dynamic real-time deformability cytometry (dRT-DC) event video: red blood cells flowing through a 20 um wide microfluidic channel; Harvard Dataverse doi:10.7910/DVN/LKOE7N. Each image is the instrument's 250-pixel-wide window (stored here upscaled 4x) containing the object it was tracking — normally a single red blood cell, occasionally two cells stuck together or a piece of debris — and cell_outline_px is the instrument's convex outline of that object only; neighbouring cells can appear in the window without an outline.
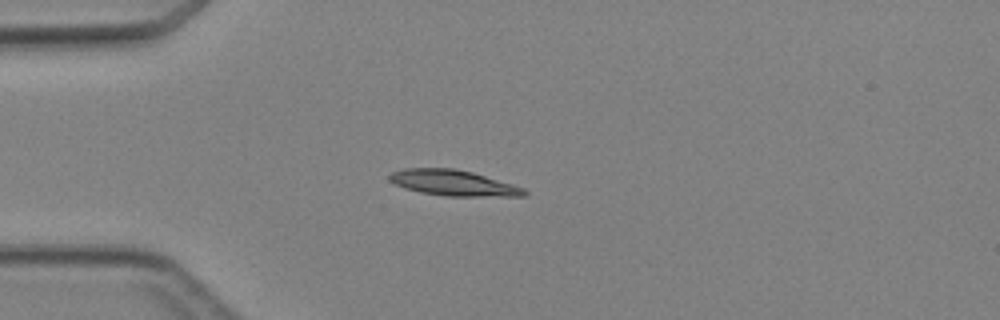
{"species": "Egyptian fruit bat (a non-hibernating species)", "species_latin": "Rousettus aegyptiacus", "temperature_condition": "cold", "stored_images_in_passage": 4, "camera_frame_rate_fps": 3000, "um_per_image_px": 0.085, "animal": {"sex": "female"}, "frame": {"image": 1, "passage_image": 3, "time_ms": 2.667, "image_size_px": [1000, 320], "cell_outline_px": [[528, 196], [444, 196], [420, 192], [404, 188], [388, 180], [388, 176], [392, 172], [404, 168], [456, 168], [472, 172], [512, 184], [524, 188], [528, 192]], "centroid_in_image_um": [38.53, 15.55], "position_along_channel_um": 46.5, "area_um2": 20.23}}